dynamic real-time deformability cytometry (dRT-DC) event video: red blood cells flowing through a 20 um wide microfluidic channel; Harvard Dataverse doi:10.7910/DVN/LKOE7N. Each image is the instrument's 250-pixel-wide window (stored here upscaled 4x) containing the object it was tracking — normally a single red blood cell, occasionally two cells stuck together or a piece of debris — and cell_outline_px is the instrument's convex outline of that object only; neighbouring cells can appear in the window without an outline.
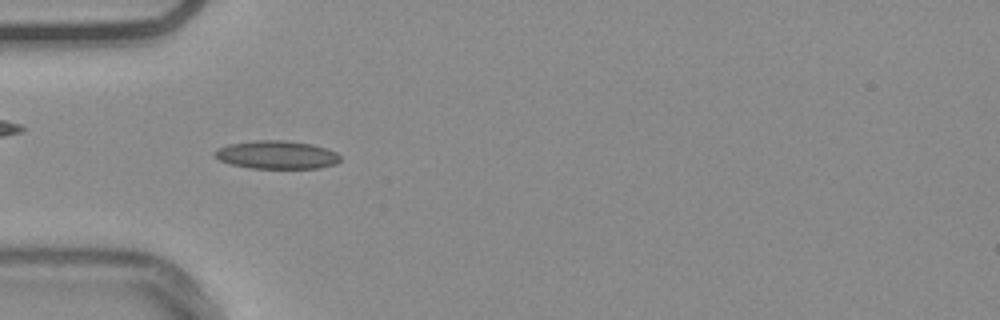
{"species": "common noctule bat (a hibernating species)", "species_latin": "Nyctalus noctula", "temperature_condition": "warm", "stored_images_in_passage": 38, "camera_frame_rate_fps": 3000, "um_per_image_px": 0.085, "animal": {"sex": "male", "body_mass_g": 20.4}, "frame": {"image": 1, "passage_image": 6, "time_ms": 1.667, "image_size_px": [1000, 320], "cell_outline_px": [[340, 160], [336, 164], [320, 168], [248, 168], [232, 164], [220, 160], [212, 152], [228, 144], [256, 140], [280, 140], [312, 144], [336, 152], [340, 156]], "centroid_in_image_um": [23.53, 13.16], "position_along_channel_um": 61.5, "area_um2": 20.46}, "authors_computed_cell_mechanics": {"area_um2": 18.4382, "velocity_mm_per_s": 3.781, "shape_relaxation_time_tau1_ms": null, "shape_relaxation_time_tau2_ms": 3.1329, "deformation_change_tau1": null, "deformation_change_tau2": 0.1043}}